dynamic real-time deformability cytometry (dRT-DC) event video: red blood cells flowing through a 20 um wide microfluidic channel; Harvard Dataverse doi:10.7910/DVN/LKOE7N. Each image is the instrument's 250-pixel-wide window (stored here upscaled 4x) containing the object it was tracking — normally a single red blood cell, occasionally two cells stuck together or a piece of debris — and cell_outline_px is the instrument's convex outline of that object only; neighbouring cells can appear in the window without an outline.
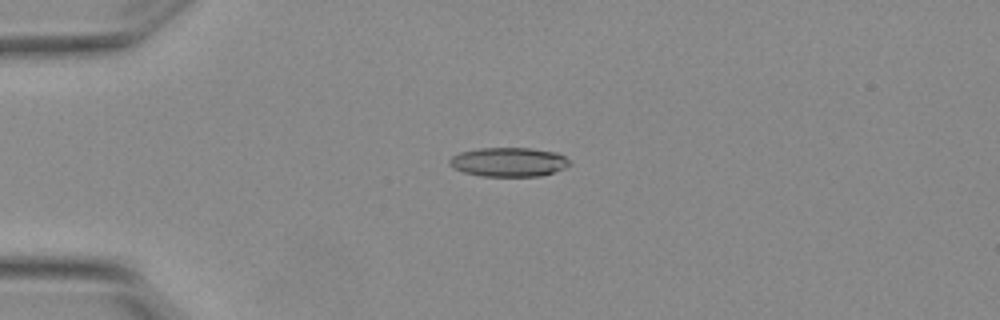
{"species": "Egyptian fruit bat (a non-hibernating species)", "species_latin": "Rousettus aegyptiacus", "temperature_condition": "warm", "stored_images_in_passage": 5, "camera_frame_rate_fps": 3000, "um_per_image_px": 0.085, "animal": {"sex": "female"}, "frame": {"image": 1, "passage_image": 3, "time_ms": 0.667, "image_size_px": [1000, 320], "cell_outline_px": [[572, 164], [564, 168], [540, 176], [480, 176], [464, 172], [452, 168], [448, 164], [448, 160], [452, 156], [460, 152], [480, 148], [532, 148], [556, 152], [564, 156]], "centroid_in_image_um": [43.21, 13.77], "position_along_channel_um": 41.8, "area_um2": 20.46}}
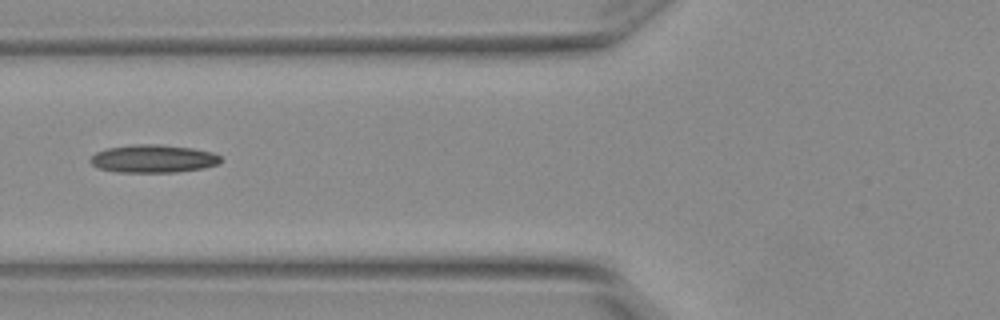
{"frame": {"image": 2, "passage_image": 5, "time_ms": 1.333, "image_size_px": [1000, 320], "cell_outline_px": [[224, 160], [220, 164], [204, 168], [176, 172], [116, 172], [100, 168], [92, 164], [88, 160], [96, 152], [108, 148], [132, 144], [160, 144], [192, 148], [212, 152], [220, 156]], "centroid_in_image_um": [13.06, 13.49], "position_along_channel_um": 112.7, "area_um2": 21.39}}